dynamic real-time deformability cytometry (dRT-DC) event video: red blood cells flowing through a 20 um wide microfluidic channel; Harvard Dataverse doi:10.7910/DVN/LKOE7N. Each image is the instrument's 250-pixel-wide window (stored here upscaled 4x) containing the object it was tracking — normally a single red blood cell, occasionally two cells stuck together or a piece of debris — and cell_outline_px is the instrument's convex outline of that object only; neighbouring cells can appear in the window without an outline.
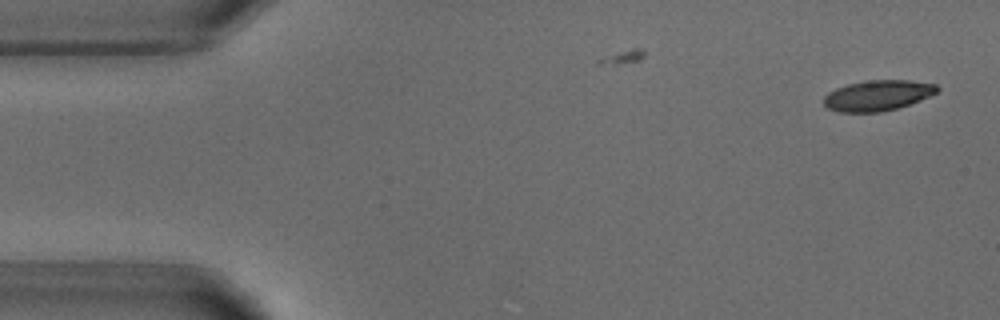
{"species": "common noctule bat (a hibernating species)", "species_latin": "Nyctalus noctula", "temperature_condition": "warm", "stored_images_in_passage": 4, "camera_frame_rate_fps": 3000, "um_per_image_px": 0.085, "animal": {"sex": "male", "body_mass_g": 18.8}, "frame": {"image": 1, "passage_image": 1, "time_ms": 0.0, "image_size_px": [1000, 320], "cell_outline_px": [[940, 88], [936, 92], [920, 100], [900, 108], [880, 112], [840, 112], [828, 108], [824, 104], [824, 96], [828, 92], [836, 88], [848, 84], [864, 80], [908, 80], [936, 84]], "centroid_in_image_um": [74.59, 8.11], "position_along_channel_um": 10.4, "area_um2": 20.23}}